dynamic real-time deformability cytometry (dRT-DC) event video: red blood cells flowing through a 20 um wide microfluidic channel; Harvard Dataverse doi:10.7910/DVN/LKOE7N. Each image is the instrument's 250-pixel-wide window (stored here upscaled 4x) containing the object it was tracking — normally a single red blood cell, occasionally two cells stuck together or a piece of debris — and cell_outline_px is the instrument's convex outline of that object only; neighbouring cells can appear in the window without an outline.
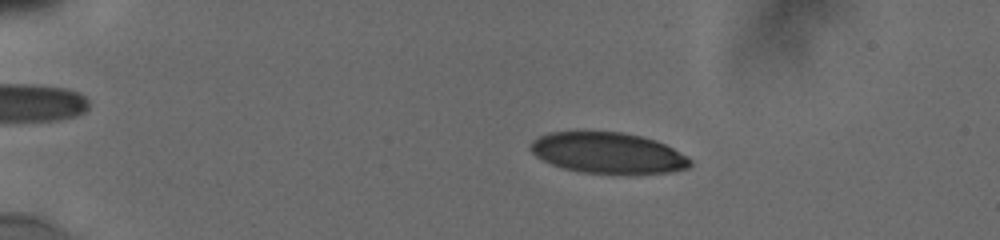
{"species": "human", "species_latin": "Homo sapiens", "temperature_condition": "cold", "stored_images_in_passage": 28, "camera_frame_rate_fps": 3000, "um_per_image_px": 0.085, "donor": {"sex": "male"}, "frame": {"image": 1, "passage_image": 6, "time_ms": 2.667, "image_size_px": [1000, 240], "cell_outline_px": [[692, 164], [688, 168], [672, 172], [584, 172], [564, 168], [552, 164], [536, 156], [528, 148], [528, 144], [532, 140], [548, 132], [624, 132], [656, 140], [688, 156], [692, 160]], "centroid_in_image_um": [51.66, 12.97], "position_along_channel_um": 33.3, "area_um2": 37.51}}
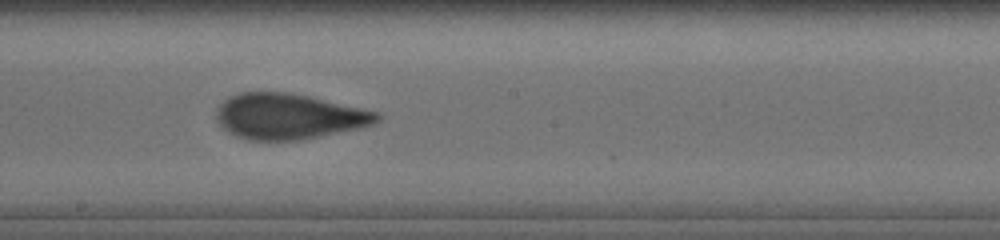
{"frame": {"image": 2, "passage_image": 19, "time_ms": 9.667, "image_size_px": [1000, 240], "cell_outline_px": [[380, 120], [372, 124], [360, 128], [300, 140], [248, 140], [236, 136], [228, 132], [216, 120], [216, 108], [228, 96], [240, 92], [288, 92], [308, 96], [380, 112]], "centroid_in_image_um": [24.52, 9.89], "position_along_channel_um": 223.7, "area_um2": 42.71}}
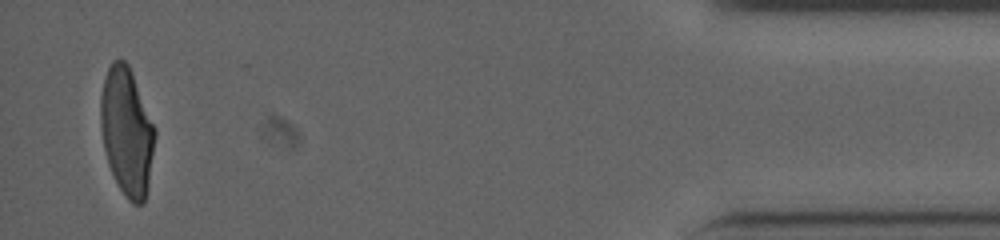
{"frame": {"image": 3, "passage_image": 28, "time_ms": 16.667, "image_size_px": [1000, 240], "cell_outline_px": [[156, 136], [148, 188], [144, 204], [132, 204], [128, 200], [120, 188], [108, 164], [104, 148], [100, 124], [100, 100], [104, 80], [108, 68], [112, 60], [124, 60], [128, 64], [156, 132]], "centroid_in_image_um": [10.77, 11.22], "position_along_channel_um": 424.4, "area_um2": 40.06}, "authors_computed_cell_mechanics": {"area_um2": 41.7316, "velocity_mm_per_s": 3.8358, "shape_relaxation_time_tau1_ms": 5.6927, "shape_relaxation_time_tau2_ms": 0.7643, "deformation_change_tau1": 0.2051, "deformation_change_tau2": 0.0844}}